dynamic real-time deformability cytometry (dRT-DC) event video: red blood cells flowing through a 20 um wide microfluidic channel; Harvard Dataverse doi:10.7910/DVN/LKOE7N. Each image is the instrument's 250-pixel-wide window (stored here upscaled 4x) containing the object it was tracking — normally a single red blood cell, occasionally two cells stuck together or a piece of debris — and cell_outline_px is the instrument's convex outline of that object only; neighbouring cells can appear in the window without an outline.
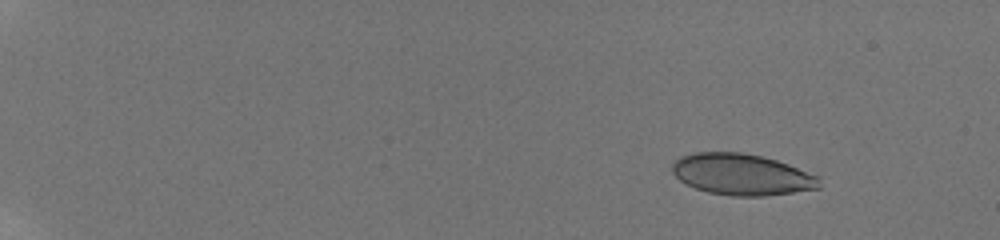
{"species": "human", "species_latin": "Homo sapiens", "temperature_condition": "room temperature", "stored_images_in_passage": 13, "camera_frame_rate_fps": 3000, "um_per_image_px": 0.085, "donor": {"sex": "male"}, "frame": {"image": 1, "passage_image": 5, "time_ms": 2.667, "image_size_px": [1000, 240], "cell_outline_px": [[820, 188], [764, 196], [732, 196], [708, 192], [684, 184], [672, 172], [672, 164], [680, 156], [696, 152], [744, 152], [764, 156], [788, 164], [820, 176]], "centroid_in_image_um": [63.05, 14.82], "position_along_channel_um": 21.9, "area_um2": 35.6}}
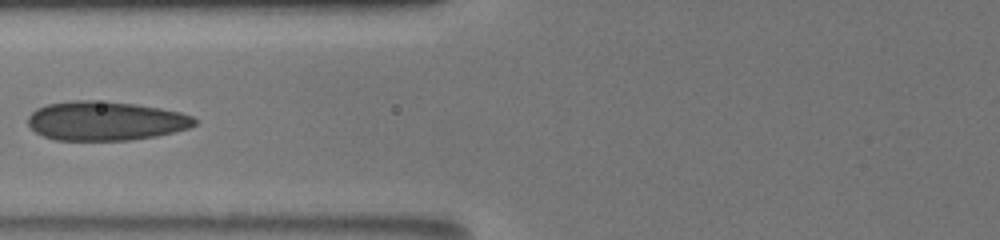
{"frame": {"image": 2, "passage_image": 12, "time_ms": 9.333, "image_size_px": [1000, 240], "cell_outline_px": [[200, 120], [196, 124], [188, 128], [156, 136], [128, 140], [56, 140], [44, 136], [36, 132], [28, 124], [28, 116], [36, 108], [48, 104], [72, 100], [92, 100], [136, 104], [160, 108], [180, 112], [192, 116]], "centroid_in_image_um": [8.98, 10.27], "position_along_channel_um": 116.8, "area_um2": 37.97}}
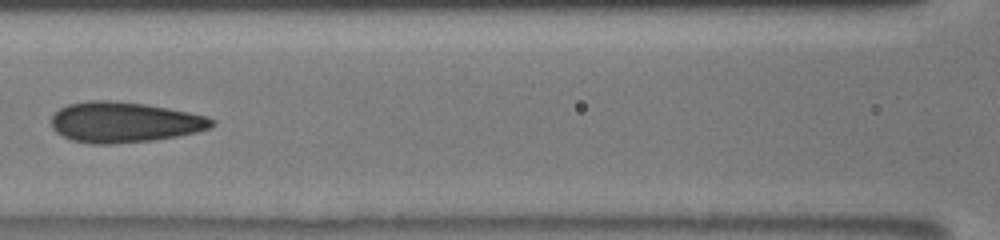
{"frame": {"image": 3, "passage_image": 13, "time_ms": 10.333, "image_size_px": [1000, 240], "cell_outline_px": [[216, 124], [212, 128], [196, 132], [176, 136], [152, 140], [116, 144], [92, 144], [72, 140], [56, 132], [52, 128], [52, 116], [60, 108], [68, 104], [88, 100], [112, 100], [144, 104], [168, 108], [208, 116], [216, 120]], "centroid_in_image_um": [10.59, 10.38], "position_along_channel_um": 156.0, "area_um2": 38.03}}